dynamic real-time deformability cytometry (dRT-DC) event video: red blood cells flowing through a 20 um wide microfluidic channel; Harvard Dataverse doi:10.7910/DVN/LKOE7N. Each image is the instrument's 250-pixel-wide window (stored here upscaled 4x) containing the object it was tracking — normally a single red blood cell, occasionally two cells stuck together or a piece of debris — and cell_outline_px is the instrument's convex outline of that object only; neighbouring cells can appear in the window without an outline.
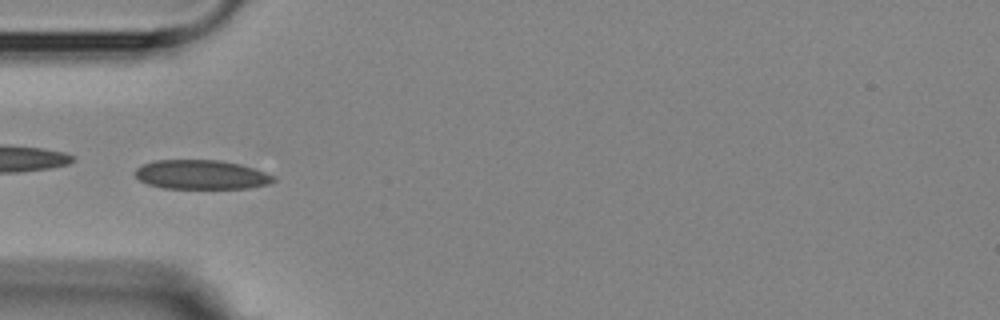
{"species": "Egyptian fruit bat (a non-hibernating species)", "species_latin": "Rousettus aegyptiacus", "temperature_condition": "room temperature", "stored_images_in_passage": 4, "camera_frame_rate_fps": 3000, "um_per_image_px": 0.085, "animal": {"sex": "female"}, "frame": {"image": 1, "passage_image": 2, "time_ms": 1.0, "image_size_px": [1000, 320], "cell_outline_px": [[276, 180], [268, 184], [248, 188], [164, 188], [148, 184], [140, 180], [136, 176], [136, 168], [144, 164], [156, 160], [220, 160], [240, 164], [264, 172], [272, 176]], "centroid_in_image_um": [17.1, 14.84], "position_along_channel_um": 67.9, "area_um2": 23.29}}
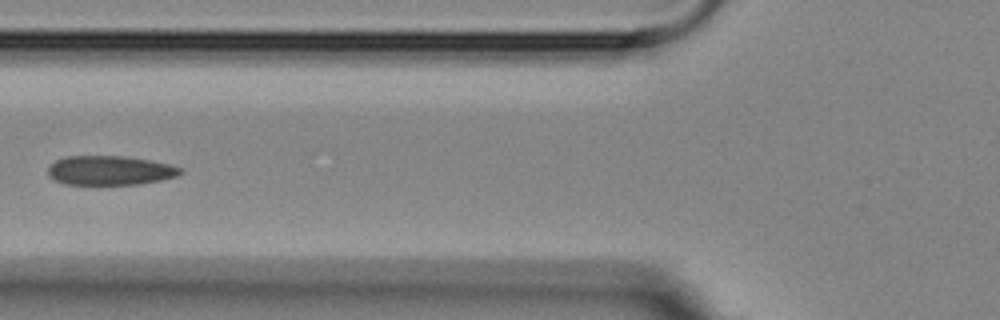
{"frame": {"image": 2, "passage_image": 3, "time_ms": 2.333, "image_size_px": [1000, 320], "cell_outline_px": [[184, 172], [176, 176], [160, 180], [140, 184], [64, 184], [52, 180], [48, 176], [48, 168], [56, 160], [68, 156], [124, 156], [148, 160], [168, 164], [184, 168]], "centroid_in_image_um": [9.34, 14.49], "position_along_channel_um": 116.5, "area_um2": 22.6}}
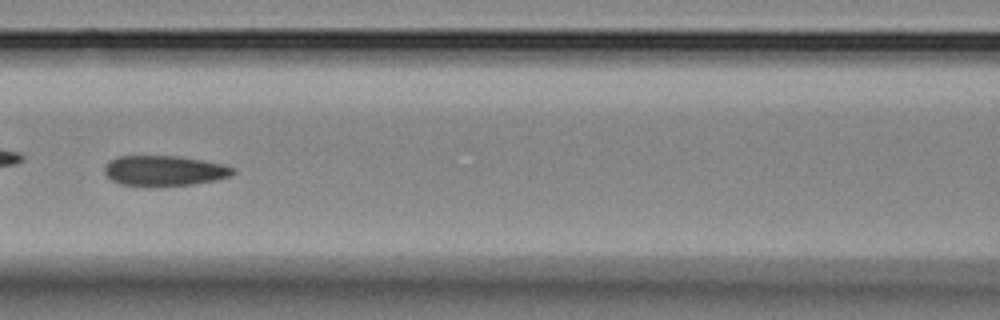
{"frame": {"image": 3, "passage_image": 4, "time_ms": 3.333, "image_size_px": [1000, 320], "cell_outline_px": [[236, 172], [232, 176], [216, 180], [192, 184], [152, 188], [144, 188], [120, 184], [112, 180], [104, 172], [104, 168], [112, 160], [120, 156], [180, 156], [204, 160], [224, 164], [232, 168]], "centroid_in_image_um": [13.99, 14.54], "position_along_channel_um": 152.6, "area_um2": 23.18}}